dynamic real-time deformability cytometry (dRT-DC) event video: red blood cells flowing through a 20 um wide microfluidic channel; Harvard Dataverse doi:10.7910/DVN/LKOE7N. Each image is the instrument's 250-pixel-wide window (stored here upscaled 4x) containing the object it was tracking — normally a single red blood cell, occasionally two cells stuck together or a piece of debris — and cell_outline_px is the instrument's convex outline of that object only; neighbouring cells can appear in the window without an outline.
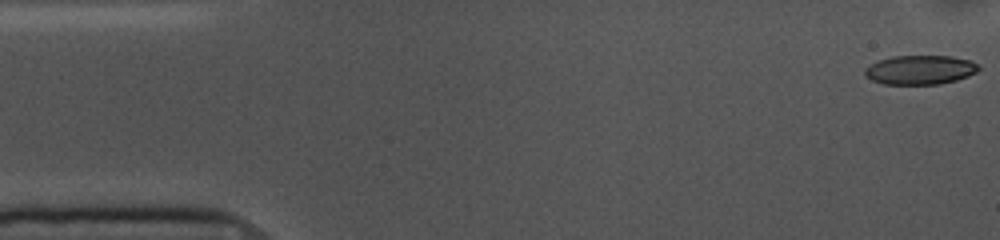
{"species": "common noctule bat (a hibernating species)", "species_latin": "Nyctalus noctula", "temperature_condition": "cold", "stored_images_in_passage": 54, "camera_frame_rate_fps": 3000, "um_per_image_px": 0.085, "animal": {"sex": "female", "body_mass_g": 10.0, "forearm_length_mm": 53.1}, "frame": {"image": 1, "passage_image": 1, "time_ms": 0.0, "image_size_px": [1000, 240], "cell_outline_px": [[980, 68], [976, 72], [968, 76], [956, 80], [940, 84], [884, 84], [872, 80], [864, 76], [864, 68], [880, 60], [892, 56], [952, 56], [968, 60], [980, 64]], "centroid_in_image_um": [78.21, 5.94], "position_along_channel_um": 6.8, "area_um2": 19.36}}
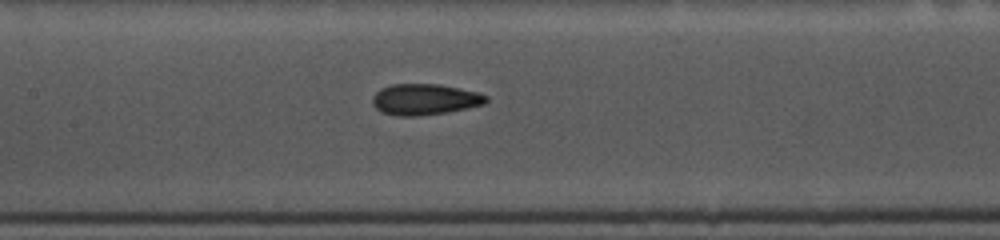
{"frame": {"image": 2, "passage_image": 24, "time_ms": 7.667, "image_size_px": [1000, 240], "cell_outline_px": [[488, 100], [484, 104], [468, 108], [448, 112], [420, 116], [400, 116], [380, 112], [372, 104], [372, 96], [380, 88], [392, 84], [440, 84], [480, 92], [488, 96]], "centroid_in_image_um": [36.11, 8.45], "position_along_channel_um": 171.3, "area_um2": 20.87}}
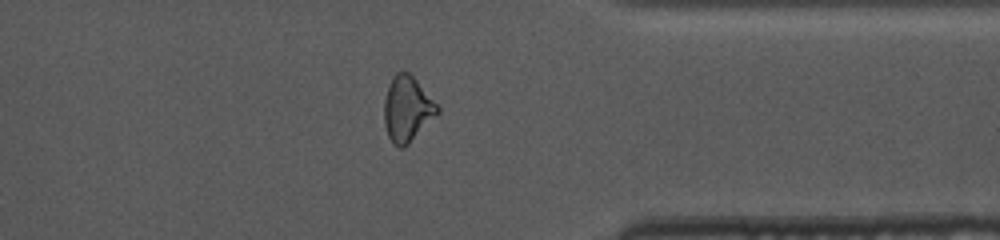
{"frame": {"image": 3, "passage_image": 42, "time_ms": 13.667, "image_size_px": [1000, 240], "cell_outline_px": [[440, 112], [404, 148], [400, 148], [392, 144], [388, 136], [384, 124], [384, 100], [392, 76], [396, 72], [408, 72], [416, 80], [440, 108]], "centroid_in_image_um": [34.59, 9.29], "position_along_channel_um": 376.8, "area_um2": 20.17}, "authors_computed_cell_mechanics": {"area_um2": 20.23, "velocity_mm_per_s": 3.6083, "shape_relaxation_time_tau1_ms": 5.5439, "shape_relaxation_time_tau2_ms": 2.7594, "deformation_change_tau1": 0.1364, "deformation_change_tau2": 0.0917}}